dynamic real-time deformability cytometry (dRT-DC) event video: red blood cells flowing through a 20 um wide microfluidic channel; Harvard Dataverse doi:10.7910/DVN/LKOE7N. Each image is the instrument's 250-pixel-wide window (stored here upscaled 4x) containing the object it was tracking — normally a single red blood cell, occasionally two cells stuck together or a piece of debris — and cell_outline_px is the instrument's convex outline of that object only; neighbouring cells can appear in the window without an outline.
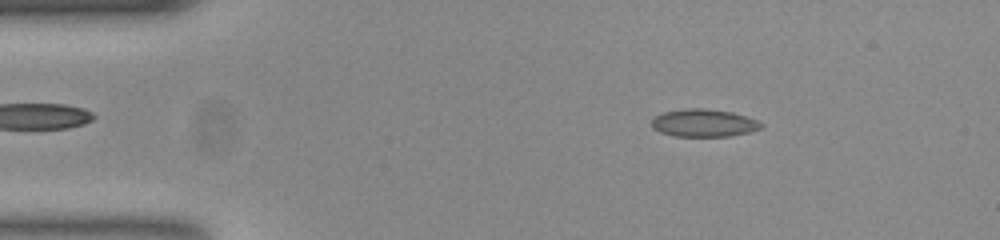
{"species": "common noctule bat (a hibernating species)", "species_latin": "Nyctalus noctula", "temperature_condition": "room temperature", "stored_images_in_passage": 52, "camera_frame_rate_fps": 3000, "um_per_image_px": 0.085, "animal": {"sex": "female", "body_mass_g": 23.0, "forearm_length_mm": 53.4}, "frame": {"image": 1, "passage_image": 7, "time_ms": 2.0, "image_size_px": [1000, 240], "cell_outline_px": [[764, 128], [748, 132], [728, 136], [676, 136], [660, 132], [652, 128], [652, 120], [656, 116], [664, 112], [688, 108], [704, 108], [732, 112], [756, 120], [764, 124]], "centroid_in_image_um": [59.83, 10.45], "position_along_channel_um": 25.2, "area_um2": 17.51}}
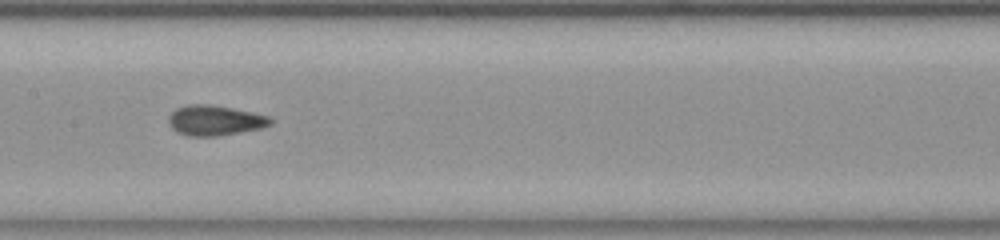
{"frame": {"image": 2, "passage_image": 25, "time_ms": 8.0, "image_size_px": [1000, 240], "cell_outline_px": [[272, 124], [260, 128], [240, 132], [216, 136], [188, 136], [172, 128], [168, 124], [168, 116], [176, 108], [188, 104], [212, 104], [272, 116]], "centroid_in_image_um": [18.27, 10.22], "position_along_channel_um": 189.1, "area_um2": 17.98}}
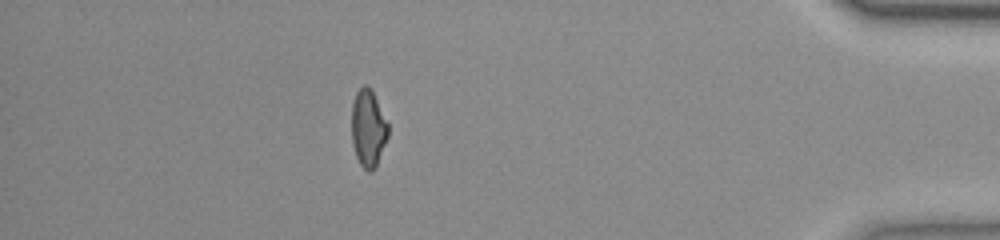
{"frame": {"image": 3, "passage_image": 46, "time_ms": 15.0, "image_size_px": [1000, 240], "cell_outline_px": [[388, 136], [376, 164], [372, 172], [368, 172], [360, 164], [356, 156], [352, 144], [352, 104], [356, 92], [364, 84], [368, 84], [372, 88], [388, 124]], "centroid_in_image_um": [31.29, 10.86], "position_along_channel_um": 403.9, "area_um2": 16.42}, "authors_computed_cell_mechanics": {"area_um2": 17.1377, "velocity_mm_per_s": 3.7833, "shape_relaxation_time_tau1_ms": 4.6205, "shape_relaxation_time_tau2_ms": 1.6106, "deformation_change_tau1": 0.1474, "deformation_change_tau2": 0.0808}}